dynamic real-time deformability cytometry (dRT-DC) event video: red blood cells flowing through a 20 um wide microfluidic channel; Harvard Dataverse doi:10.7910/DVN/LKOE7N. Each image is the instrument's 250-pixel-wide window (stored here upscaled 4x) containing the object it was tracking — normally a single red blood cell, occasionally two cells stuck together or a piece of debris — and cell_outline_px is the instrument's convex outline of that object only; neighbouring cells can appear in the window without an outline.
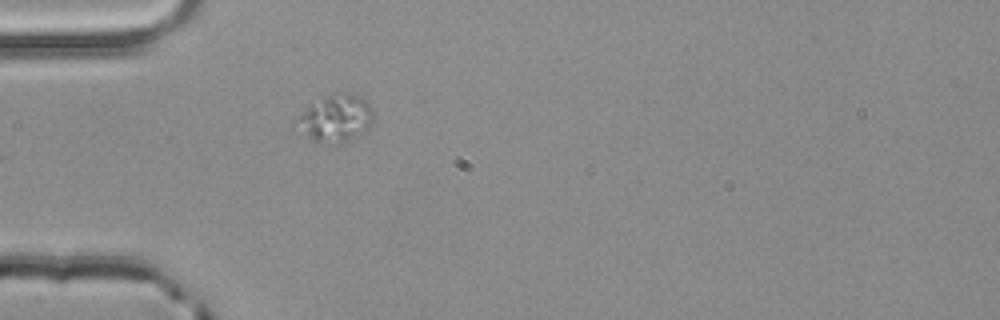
{"species": "common noctule bat (a hibernating species)", "species_latin": "Nyctalus noctula", "temperature_condition": "room temperature", "stored_images_in_passage": 5, "camera_frame_rate_fps": 3000, "um_per_image_px": 0.085, "animal": {"sex": "male", "body_mass_g": 20.4}, "frame": {"image": 1, "passage_image": 5, "time_ms": 1.333, "image_size_px": [1000, 320], "cell_outline_px": [[372, 120], [368, 128], [360, 136], [340, 144], [316, 144], [292, 132], [292, 120], [308, 104], [328, 96], [344, 92], [360, 96], [372, 108]], "centroid_in_image_um": [28.35, 10.15], "position_along_channel_um": 56.6, "area_um2": 22.37}}